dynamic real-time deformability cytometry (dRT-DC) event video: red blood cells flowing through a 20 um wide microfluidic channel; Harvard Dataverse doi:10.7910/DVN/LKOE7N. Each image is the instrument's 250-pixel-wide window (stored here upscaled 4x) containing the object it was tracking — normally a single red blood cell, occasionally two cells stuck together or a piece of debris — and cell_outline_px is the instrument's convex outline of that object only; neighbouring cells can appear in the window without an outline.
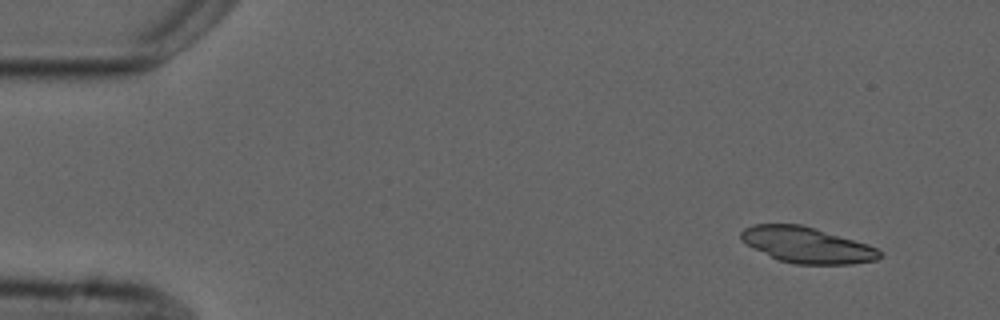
{"species": "common noctule bat (a hibernating species)", "species_latin": "Nyctalus noctula", "temperature_condition": "cold", "stored_images_in_passage": 4, "camera_frame_rate_fps": 3000, "um_per_image_px": 0.085, "animal": {"sex": "male", "forearm_length_mm": 52.5}, "frame": {"image": 1, "passage_image": 1, "time_ms": 0.0, "image_size_px": [1000, 320], "cell_outline_px": [[880, 256], [876, 260], [852, 264], [796, 264], [780, 260], [752, 248], [740, 240], [740, 232], [744, 228], [752, 224], [800, 224], [816, 228], [868, 244], [876, 248], [880, 252]], "centroid_in_image_um": [68.55, 20.81], "position_along_channel_um": 16.4, "area_um2": 28.9}}